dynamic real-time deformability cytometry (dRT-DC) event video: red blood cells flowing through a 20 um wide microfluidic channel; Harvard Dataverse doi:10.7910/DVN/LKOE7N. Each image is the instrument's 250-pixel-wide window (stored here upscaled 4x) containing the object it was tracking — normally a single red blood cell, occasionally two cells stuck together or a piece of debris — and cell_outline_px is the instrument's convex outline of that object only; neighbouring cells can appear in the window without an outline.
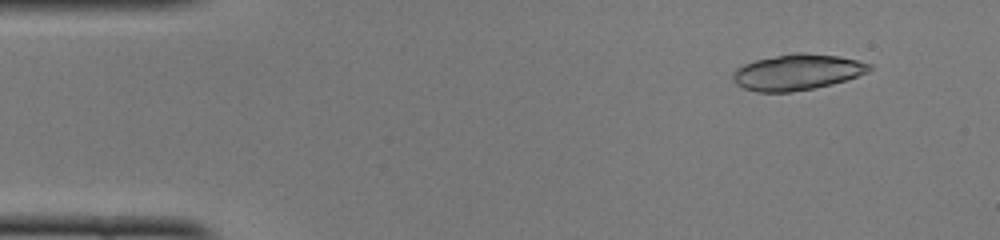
{"species": "common noctule bat (a hibernating species)", "species_latin": "Nyctalus noctula", "temperature_condition": "cold", "stored_images_in_passage": 14, "camera_frame_rate_fps": 3000, "um_per_image_px": 0.085, "animal": {"sex": "female", "body_mass_g": 22.0, "forearm_length_mm": 56.7}, "frame": {"image": 1, "passage_image": 4, "time_ms": 1.0, "image_size_px": [1000, 240], "cell_outline_px": [[872, 68], [868, 72], [832, 84], [792, 92], [756, 92], [744, 88], [736, 84], [732, 80], [732, 72], [736, 68], [744, 64], [756, 60], [792, 52], [804, 52], [836, 56], [856, 60], [872, 64]], "centroid_in_image_um": [67.72, 6.13], "position_along_channel_um": 17.3, "area_um2": 28.5}}